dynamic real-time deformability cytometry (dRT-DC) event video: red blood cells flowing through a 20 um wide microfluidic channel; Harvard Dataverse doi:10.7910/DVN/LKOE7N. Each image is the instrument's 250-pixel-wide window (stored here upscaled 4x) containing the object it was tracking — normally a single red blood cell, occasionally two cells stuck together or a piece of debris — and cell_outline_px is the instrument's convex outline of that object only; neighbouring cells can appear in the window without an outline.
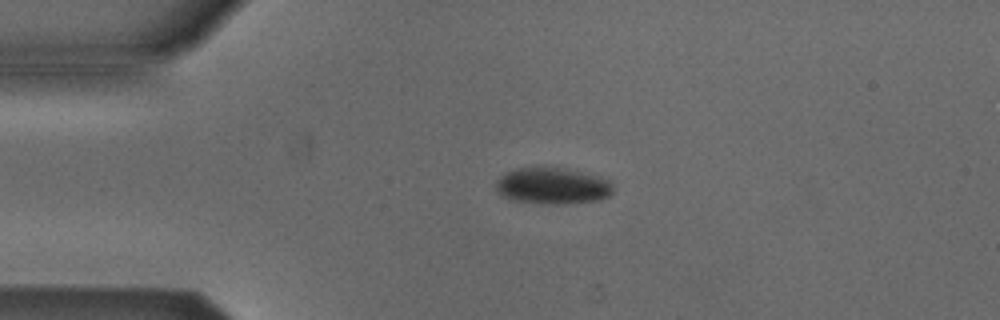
{"species": "Egyptian fruit bat (a non-hibernating species)", "species_latin": "Rousettus aegyptiacus", "temperature_condition": "cold", "stored_images_in_passage": 4, "camera_frame_rate_fps": 3000, "um_per_image_px": 0.085, "animal": {"sex": "male"}, "frame": {"image": 1, "passage_image": 2, "time_ms": 1.0, "image_size_px": [1000, 320], "cell_outline_px": [[612, 192], [608, 196], [600, 200], [540, 204], [512, 200], [500, 196], [496, 192], [496, 180], [504, 172], [516, 168], [564, 168], [600, 176], [612, 180]], "centroid_in_image_um": [46.92, 15.79], "position_along_channel_um": 38.1, "area_um2": 24.91}}